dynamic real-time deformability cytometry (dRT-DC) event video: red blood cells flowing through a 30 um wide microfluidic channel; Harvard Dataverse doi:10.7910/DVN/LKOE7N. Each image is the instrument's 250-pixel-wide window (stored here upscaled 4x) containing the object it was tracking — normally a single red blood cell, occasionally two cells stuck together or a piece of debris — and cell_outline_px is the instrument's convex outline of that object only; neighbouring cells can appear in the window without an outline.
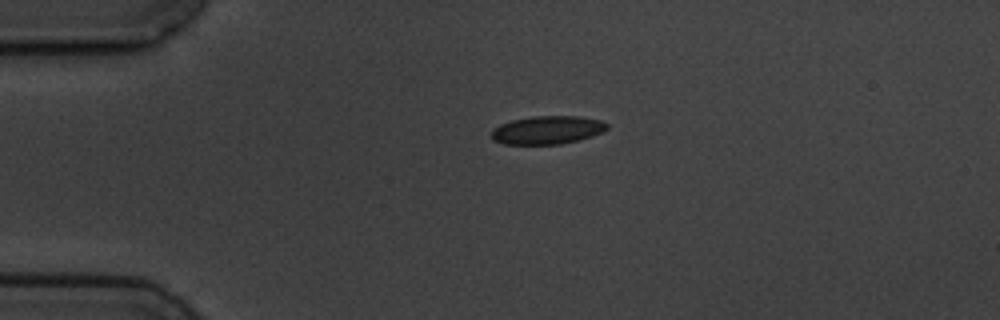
{"species": "common noctule bat (a hibernating species)", "species_latin": "Nyctalus noctula", "temperature_condition": "cold", "stored_images_in_passage": 1, "camera_frame_rate_fps": 3000, "um_per_image_px": 0.085, "animal": {"sex": "male", "body_mass_g": 19.5, "forearm_length_mm": 54.6}, "frame": {"image": 1, "passage_image": 1, "time_ms": 0.0, "image_size_px": [1000, 320], "cell_outline_px": [[608, 128], [592, 136], [580, 140], [560, 144], [504, 144], [492, 140], [492, 128], [500, 124], [512, 120], [532, 116], [580, 116], [600, 120], [608, 124]], "centroid_in_image_um": [46.51, 11.05], "position_along_channel_um": 38.5, "area_um2": 19.07}}